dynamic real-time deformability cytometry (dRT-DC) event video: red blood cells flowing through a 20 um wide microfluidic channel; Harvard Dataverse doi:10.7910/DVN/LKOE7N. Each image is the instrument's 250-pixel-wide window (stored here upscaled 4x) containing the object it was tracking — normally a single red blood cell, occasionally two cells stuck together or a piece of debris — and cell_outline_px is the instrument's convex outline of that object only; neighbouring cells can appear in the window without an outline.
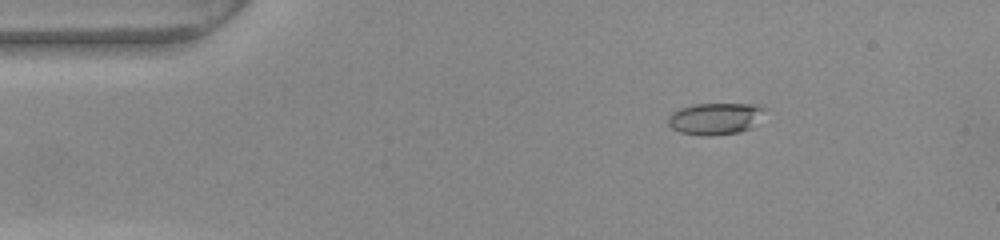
{"species": "common noctule bat (a hibernating species)", "species_latin": "Nyctalus noctula", "temperature_condition": "warm", "stored_images_in_passage": 53, "camera_frame_rate_fps": 3000, "um_per_image_px": 0.085, "animal": {"sex": "female", "body_mass_g": 22.0, "forearm_length_mm": 56.7}, "frame": {"image": 1, "passage_image": 8, "time_ms": 2.333, "image_size_px": [1000, 240], "cell_outline_px": [[768, 108], [748, 128], [740, 132], [712, 136], [700, 136], [680, 132], [672, 128], [668, 124], [668, 116], [672, 112], [680, 108], [696, 104], [756, 104]], "centroid_in_image_um": [60.76, 10.08], "position_along_channel_um": 24.2, "area_um2": 17.8}}
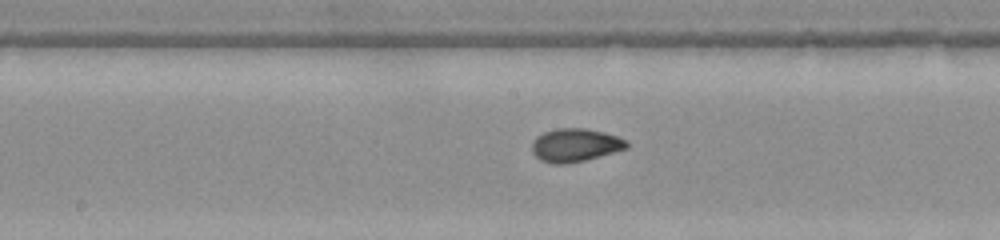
{"frame": {"image": 2, "passage_image": 27, "time_ms": 8.667, "image_size_px": [1000, 240], "cell_outline_px": [[628, 148], [584, 160], [564, 164], [556, 164], [540, 160], [532, 152], [532, 140], [536, 136], [544, 132], [556, 128], [584, 128], [604, 132], [628, 140]], "centroid_in_image_um": [48.87, 12.32], "position_along_channel_um": 199.3, "area_um2": 18.32}}
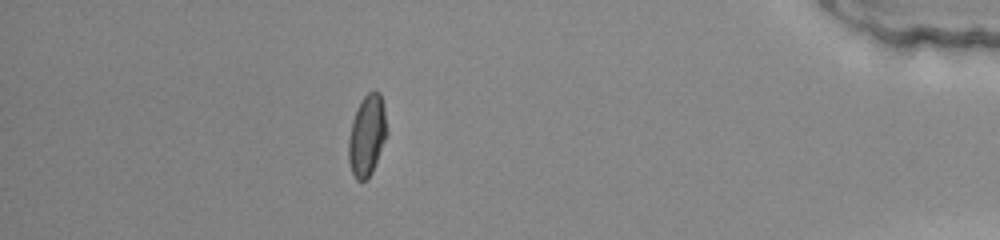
{"frame": {"image": 3, "passage_image": 47, "time_ms": 15.333, "image_size_px": [1000, 240], "cell_outline_px": [[388, 132], [372, 172], [364, 180], [356, 180], [352, 172], [348, 160], [348, 140], [352, 120], [356, 108], [364, 96], [368, 92], [380, 92], [384, 108]], "centroid_in_image_um": [31.18, 11.5], "position_along_channel_um": 404.0, "area_um2": 18.03}, "authors_computed_cell_mechanics": {"area_um2": 17.918, "velocity_mm_per_s": 3.8236, "shape_relaxation_time_tau1_ms": 5.0073, "shape_relaxation_time_tau2_ms": null, "deformation_change_tau1": 0.1745, "deformation_change_tau2": null}}